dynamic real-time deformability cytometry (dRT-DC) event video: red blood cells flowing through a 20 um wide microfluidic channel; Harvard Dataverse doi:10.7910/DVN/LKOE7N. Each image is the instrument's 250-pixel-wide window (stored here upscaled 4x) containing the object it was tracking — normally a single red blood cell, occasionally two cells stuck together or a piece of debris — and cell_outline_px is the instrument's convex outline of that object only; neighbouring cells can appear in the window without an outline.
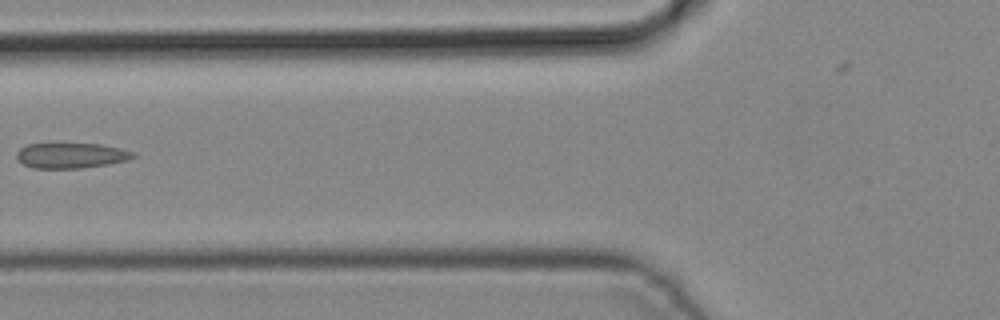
{"species": "common noctule bat (a hibernating species)", "species_latin": "Nyctalus noctula", "temperature_condition": "cold", "stored_images_in_passage": 3, "camera_frame_rate_fps": 3000, "um_per_image_px": 0.085, "animal": {"sex": "male", "body_mass_g": 19.2, "forearm_length_mm": 51.8}, "frame": {"image": 1, "passage_image": 3, "time_ms": 0.667, "image_size_px": [1000, 320], "cell_outline_px": [[136, 156], [128, 160], [108, 164], [80, 168], [32, 168], [16, 160], [16, 152], [20, 148], [28, 144], [100, 144], [120, 148], [136, 152]], "centroid_in_image_um": [6.04, 13.22], "position_along_channel_um": 119.8, "area_um2": 17.22}}